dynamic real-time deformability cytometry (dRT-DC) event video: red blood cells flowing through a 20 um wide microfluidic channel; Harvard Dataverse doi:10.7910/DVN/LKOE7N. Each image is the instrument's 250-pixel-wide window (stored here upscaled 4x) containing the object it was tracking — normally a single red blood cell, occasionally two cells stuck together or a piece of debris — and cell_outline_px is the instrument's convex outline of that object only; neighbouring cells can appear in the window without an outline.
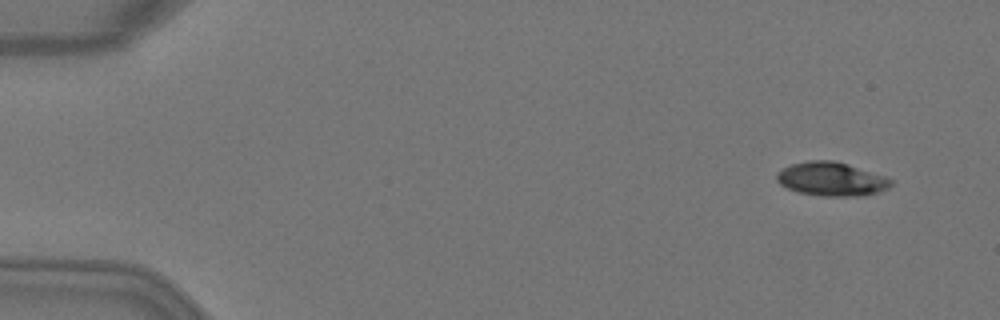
{"species": "Egyptian fruit bat (a non-hibernating species)", "species_latin": "Rousettus aegyptiacus", "temperature_condition": "warm", "stored_images_in_passage": 4, "camera_frame_rate_fps": 3000, "um_per_image_px": 0.085, "animal": {"sex": "female"}, "frame": {"image": 1, "passage_image": 1, "time_ms": 0.0, "image_size_px": [1000, 320], "cell_outline_px": [[892, 184], [888, 188], [864, 196], [820, 196], [800, 192], [788, 188], [780, 184], [776, 180], [776, 172], [792, 164], [808, 160], [832, 160], [848, 164], [884, 176], [892, 180]], "centroid_in_image_um": [70.65, 15.22], "position_along_channel_um": 14.3, "area_um2": 22.37}}
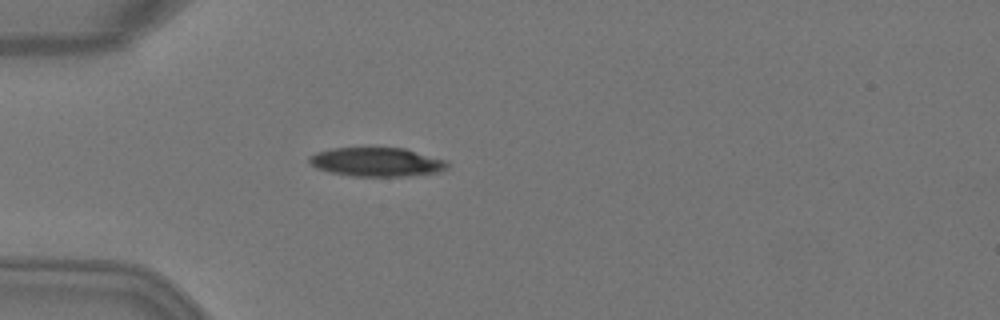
{"frame": {"image": 2, "passage_image": 4, "time_ms": 1.0, "image_size_px": [1000, 320], "cell_outline_px": [[448, 168], [440, 172], [408, 176], [352, 176], [328, 172], [316, 168], [308, 164], [308, 156], [316, 152], [332, 148], [404, 148], [448, 160]], "centroid_in_image_um": [32.01, 13.77], "position_along_channel_um": 53.0, "area_um2": 23.58}}